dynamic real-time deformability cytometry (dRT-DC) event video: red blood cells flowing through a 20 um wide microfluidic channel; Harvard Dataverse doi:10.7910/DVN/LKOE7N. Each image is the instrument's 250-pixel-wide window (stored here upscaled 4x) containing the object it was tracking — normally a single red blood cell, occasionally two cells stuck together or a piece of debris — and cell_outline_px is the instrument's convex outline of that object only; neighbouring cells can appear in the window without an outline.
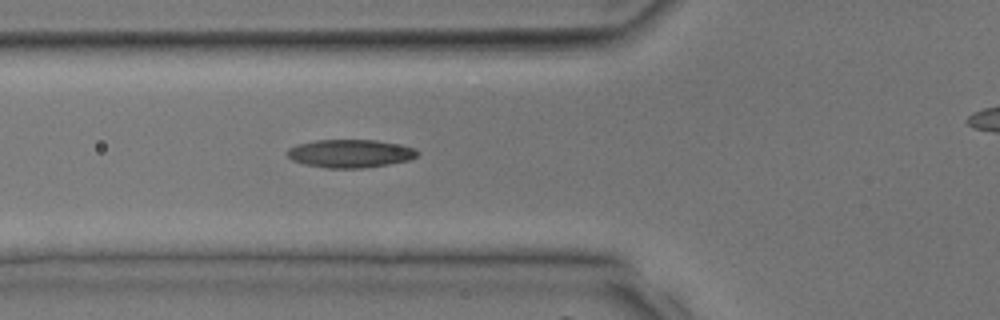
{"species": "common noctule bat (a hibernating species)", "species_latin": "Nyctalus noctula", "temperature_condition": "room temperature", "stored_images_in_passage": 32, "camera_frame_rate_fps": 3000, "um_per_image_px": 0.085, "animal": {"sex": "male", "body_mass_g": 17.9, "forearm_length_mm": 54.2}, "frame": {"image": 1, "passage_image": 11, "time_ms": 3.333, "image_size_px": [1000, 320], "cell_outline_px": [[420, 152], [416, 156], [408, 160], [388, 164], [360, 168], [328, 168], [304, 164], [292, 160], [284, 152], [288, 148], [296, 144], [316, 140], [376, 140], [400, 144], [416, 148]], "centroid_in_image_um": [29.74, 13.04], "position_along_channel_um": 96.1, "area_um2": 21.44}}
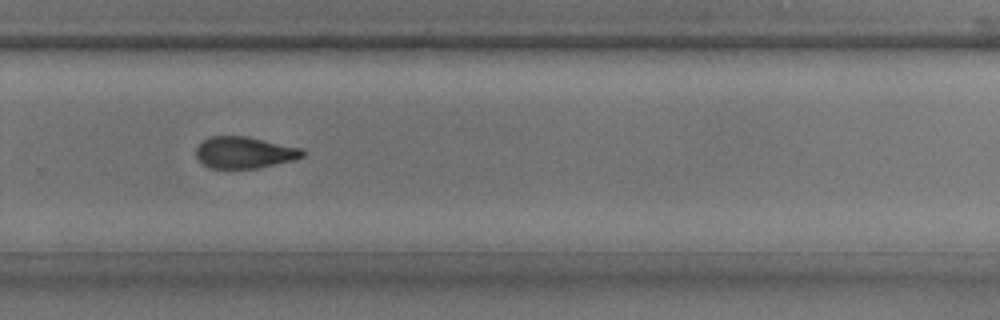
{"frame": {"image": 2, "passage_image": 23, "time_ms": 7.333, "image_size_px": [1000, 320], "cell_outline_px": [[304, 156], [292, 160], [256, 168], [208, 168], [196, 156], [196, 148], [204, 140], [212, 136], [244, 136], [300, 148], [304, 152]], "centroid_in_image_um": [20.74, 12.97], "position_along_channel_um": 309.1, "area_um2": 19.13}}
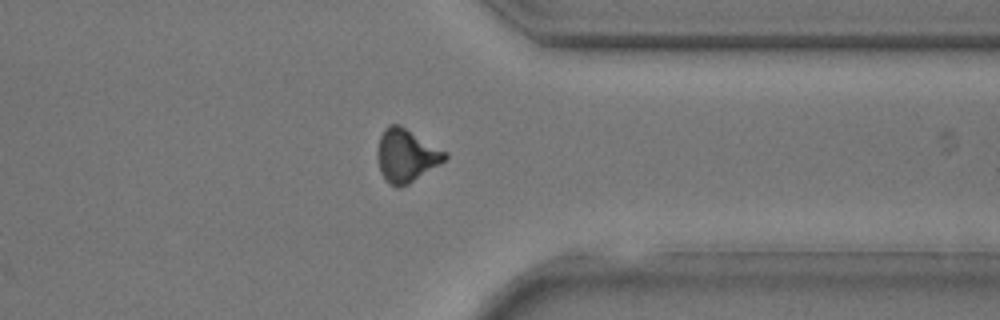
{"frame": {"image": 3, "passage_image": 27, "time_ms": 8.667, "image_size_px": [1000, 320], "cell_outline_px": [[448, 156], [440, 164], [408, 184], [400, 188], [396, 188], [384, 180], [380, 172], [376, 156], [376, 152], [380, 136], [384, 128], [388, 124], [400, 124], [448, 152]], "centroid_in_image_um": [34.5, 13.21], "position_along_channel_um": 376.9, "area_um2": 21.21}}